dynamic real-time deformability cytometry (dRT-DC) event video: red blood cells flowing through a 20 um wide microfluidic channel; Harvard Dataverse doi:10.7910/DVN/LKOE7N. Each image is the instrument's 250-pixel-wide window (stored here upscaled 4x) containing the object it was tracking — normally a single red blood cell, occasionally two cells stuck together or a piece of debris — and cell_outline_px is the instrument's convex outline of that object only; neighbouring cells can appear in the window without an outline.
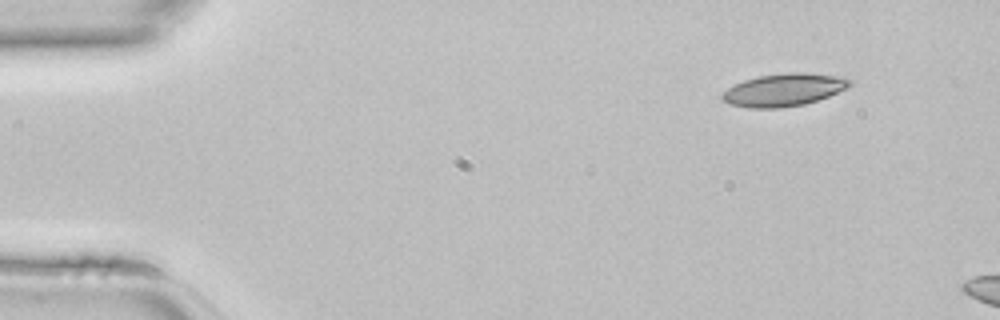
{"species": "common noctule bat (a hibernating species)", "species_latin": "Nyctalus noctula", "temperature_condition": "room temperature", "stored_images_in_passage": 6, "camera_frame_rate_fps": 3000, "um_per_image_px": 0.085, "animal": {"sex": "female", "body_mass_g": 22.7, "forearm_length_mm": 54.2}, "frame": {"image": 1, "passage_image": 1, "time_ms": 0.0, "image_size_px": [1000, 320], "cell_outline_px": [[852, 84], [848, 88], [828, 96], [804, 104], [780, 108], [748, 108], [728, 104], [720, 96], [728, 88], [744, 80], [760, 76], [788, 72], [804, 72], [836, 76], [852, 80]], "centroid_in_image_um": [66.63, 7.64], "position_along_channel_um": 18.4, "area_um2": 24.1}}